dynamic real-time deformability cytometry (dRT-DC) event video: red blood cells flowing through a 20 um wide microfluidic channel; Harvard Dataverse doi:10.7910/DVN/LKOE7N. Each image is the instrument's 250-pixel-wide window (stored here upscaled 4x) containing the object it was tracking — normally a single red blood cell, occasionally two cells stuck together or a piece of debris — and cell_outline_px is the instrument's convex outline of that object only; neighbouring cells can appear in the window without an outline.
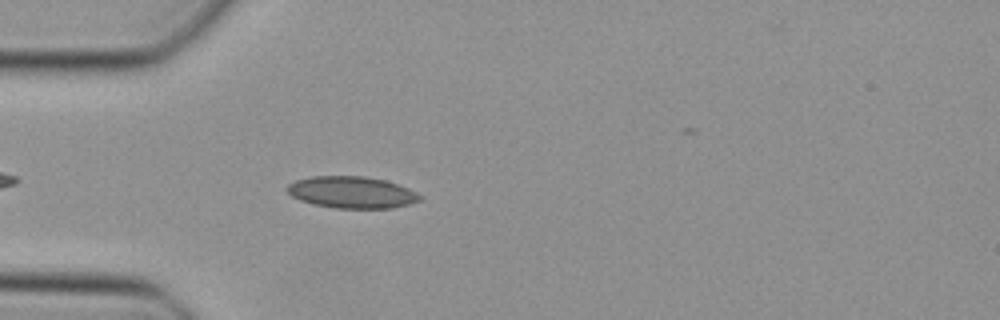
{"species": "Egyptian fruit bat (a non-hibernating species)", "species_latin": "Rousettus aegyptiacus", "temperature_condition": "cold", "stored_images_in_passage": 30, "camera_frame_rate_fps": 3000, "um_per_image_px": 0.085, "animal": {"sex": "female"}, "frame": {"image": 1, "passage_image": 5, "time_ms": 1.333, "image_size_px": [1000, 320], "cell_outline_px": [[424, 196], [420, 200], [408, 204], [392, 208], [336, 208], [312, 204], [300, 200], [292, 196], [284, 188], [288, 184], [296, 180], [312, 176], [364, 176], [384, 180], [408, 188]], "centroid_in_image_um": [29.88, 16.35], "position_along_channel_um": 55.1, "area_um2": 24.57}}
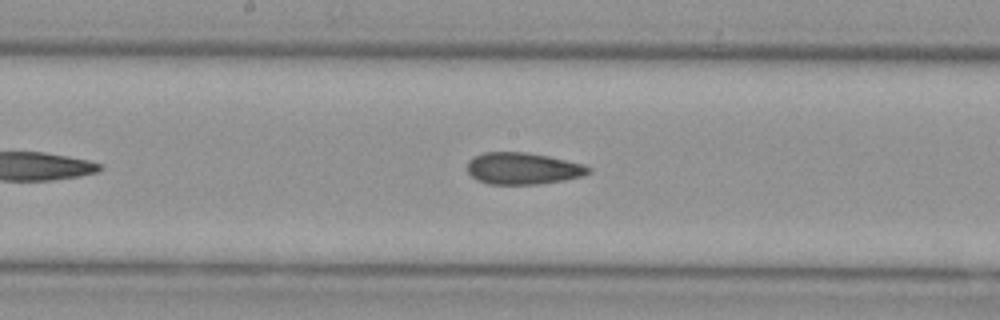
{"frame": {"image": 2, "passage_image": 16, "time_ms": 5.0, "image_size_px": [1000, 320], "cell_outline_px": [[592, 172], [584, 176], [564, 180], [540, 184], [488, 184], [476, 180], [468, 172], [468, 160], [472, 156], [484, 152], [528, 152], [548, 156], [584, 164], [592, 168]], "centroid_in_image_um": [44.46, 14.32], "position_along_channel_um": 203.7, "area_um2": 22.72}}
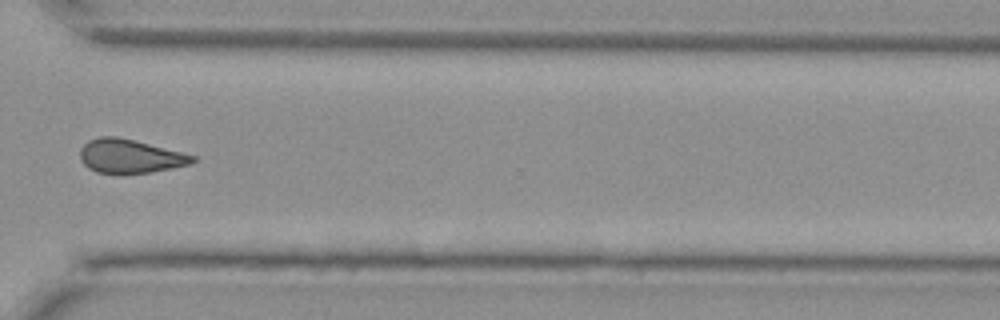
{"frame": {"image": 3, "passage_image": 27, "time_ms": 8.667, "image_size_px": [1000, 320], "cell_outline_px": [[196, 160], [192, 164], [152, 172], [120, 176], [96, 172], [88, 168], [80, 160], [80, 148], [88, 140], [100, 136], [116, 136], [196, 156]], "centroid_in_image_um": [11.0, 13.32], "position_along_channel_um": 359.6, "area_um2": 22.54}}